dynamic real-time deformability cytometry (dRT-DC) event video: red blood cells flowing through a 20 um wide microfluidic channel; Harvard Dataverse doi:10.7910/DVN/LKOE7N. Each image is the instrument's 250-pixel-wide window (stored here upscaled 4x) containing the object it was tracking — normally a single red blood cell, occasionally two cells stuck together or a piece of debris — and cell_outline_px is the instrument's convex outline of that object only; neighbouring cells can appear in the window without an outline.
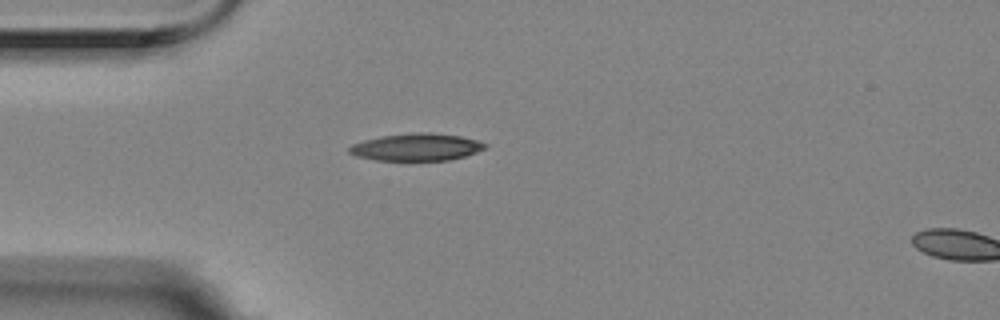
{"species": "Egyptian fruit bat (a non-hibernating species)", "species_latin": "Rousettus aegyptiacus", "temperature_condition": "room temperature", "stored_images_in_passage": 2, "segment_of_instrument_passage": [1, 2], "camera_frame_rate_fps": 3000, "um_per_image_px": 0.085, "animal": {"sex": "female"}, "frame": {"image": 1, "passage_image": 1, "time_ms": 0.0, "image_size_px": [1000, 320], "cell_outline_px": [[488, 148], [464, 156], [448, 160], [376, 160], [356, 156], [348, 152], [348, 148], [352, 144], [364, 140], [384, 136], [416, 132], [428, 132], [460, 136], [476, 140], [488, 144]], "centroid_in_image_um": [35.41, 12.5], "position_along_channel_um": 49.6, "area_um2": 21.44}}